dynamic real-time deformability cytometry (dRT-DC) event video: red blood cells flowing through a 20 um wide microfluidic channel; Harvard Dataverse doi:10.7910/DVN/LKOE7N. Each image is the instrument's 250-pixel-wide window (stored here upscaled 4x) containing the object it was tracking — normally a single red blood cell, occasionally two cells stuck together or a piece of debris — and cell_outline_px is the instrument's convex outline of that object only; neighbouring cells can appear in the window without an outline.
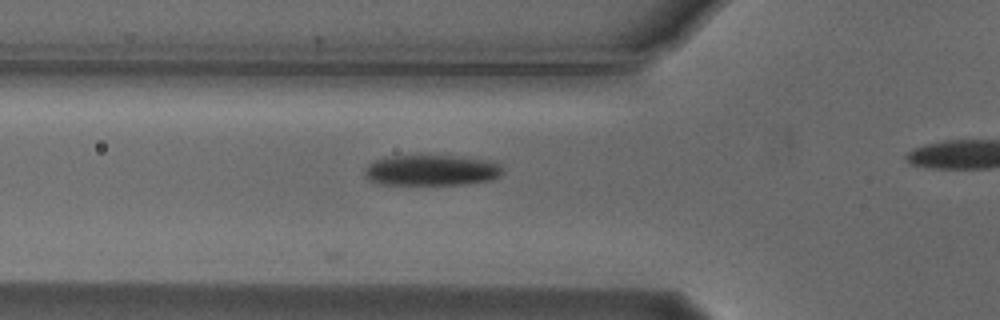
{"species": "Egyptian fruit bat (a non-hibernating species)", "species_latin": "Rousettus aegyptiacus", "temperature_condition": "cold", "stored_images_in_passage": 11, "camera_frame_rate_fps": 3000, "um_per_image_px": 0.085, "animal": {"sex": "male"}, "frame": {"image": 1, "passage_image": 3, "time_ms": 0.667, "image_size_px": [1000, 320], "cell_outline_px": [[504, 172], [500, 176], [488, 180], [464, 184], [376, 184], [368, 180], [364, 176], [364, 168], [368, 164], [384, 156], [460, 156], [500, 160], [504, 168]], "centroid_in_image_um": [36.73, 14.45], "position_along_channel_um": 89.1, "area_um2": 25.32}}
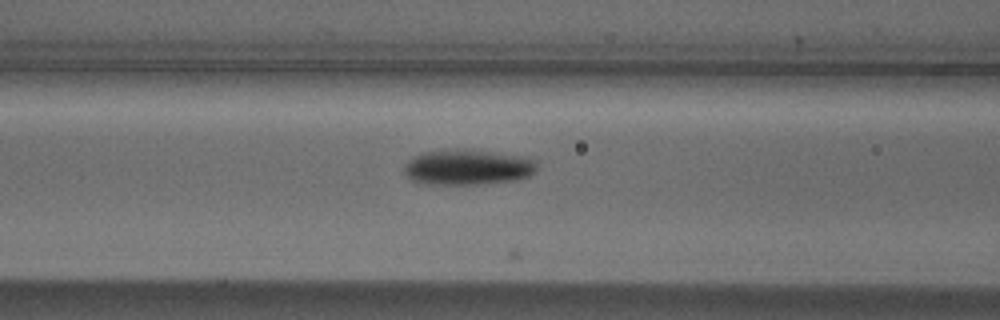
{"frame": {"image": 2, "passage_image": 6, "time_ms": 1.667, "image_size_px": [1000, 320], "cell_outline_px": [[536, 172], [528, 176], [516, 180], [484, 184], [428, 184], [408, 180], [404, 176], [404, 164], [412, 156], [424, 152], [456, 148], [492, 152], [524, 156], [536, 160]], "centroid_in_image_um": [39.71, 14.21], "position_along_channel_um": 126.9, "area_um2": 27.86}}
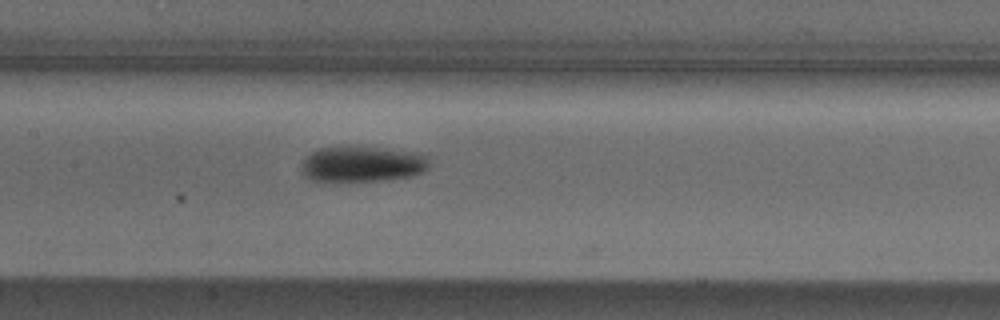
{"frame": {"image": 3, "passage_image": 10, "time_ms": 3.0, "image_size_px": [1000, 320], "cell_outline_px": [[432, 164], [424, 172], [412, 176], [388, 180], [340, 184], [320, 184], [304, 176], [300, 172], [300, 168], [304, 160], [316, 148], [340, 144], [344, 144], [424, 152], [428, 156]], "centroid_in_image_um": [30.77, 13.96], "position_along_channel_um": 176.6, "area_um2": 29.02}}